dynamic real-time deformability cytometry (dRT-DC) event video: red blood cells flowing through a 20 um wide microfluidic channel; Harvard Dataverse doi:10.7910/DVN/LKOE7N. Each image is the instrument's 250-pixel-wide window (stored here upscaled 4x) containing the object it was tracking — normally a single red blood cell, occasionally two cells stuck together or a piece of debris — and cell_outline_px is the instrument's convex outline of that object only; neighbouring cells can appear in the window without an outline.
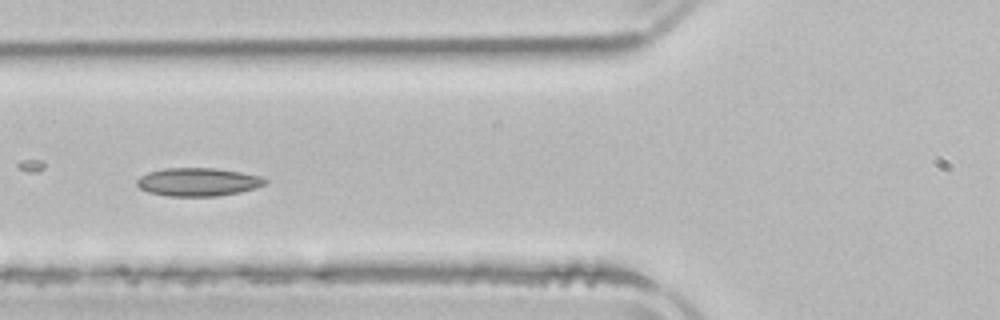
{"species": "common noctule bat (a hibernating species)", "species_latin": "Nyctalus noctula", "temperature_condition": "room temperature", "stored_images_in_passage": 7, "camera_frame_rate_fps": 3000, "um_per_image_px": 0.085, "animal": {"sex": "male", "body_mass_g": 21.5, "forearm_length_mm": 52.0}, "frame": {"image": 1, "passage_image": 6, "time_ms": 6.667, "image_size_px": [1000, 320], "cell_outline_px": [[268, 180], [264, 184], [256, 188], [240, 192], [216, 196], [168, 196], [148, 192], [140, 188], [136, 184], [136, 180], [140, 176], [148, 172], [164, 168], [216, 168], [240, 172], [260, 176]], "centroid_in_image_um": [16.81, 15.46], "position_along_channel_um": 109.0, "area_um2": 21.1}}
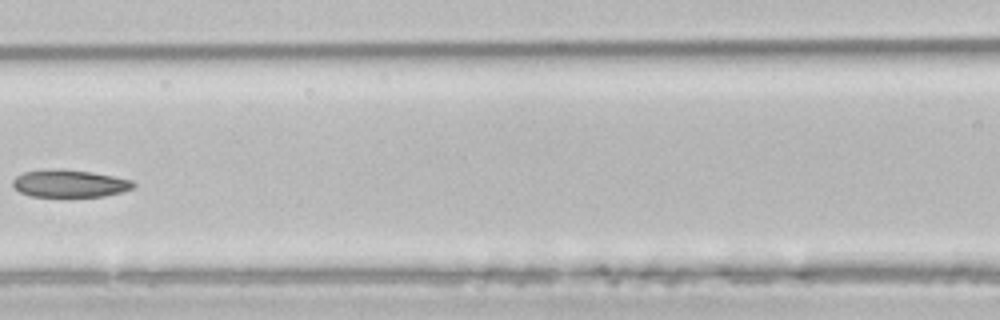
{"frame": {"image": 2, "passage_image": 7, "time_ms": 8.0, "image_size_px": [1000, 320], "cell_outline_px": [[136, 184], [132, 188], [124, 192], [104, 196], [32, 196], [20, 192], [12, 188], [12, 180], [16, 176], [24, 172], [52, 168], [60, 168], [92, 172], [132, 180]], "centroid_in_image_um": [5.89, 15.59], "position_along_channel_um": 160.7, "area_um2": 19.42}}